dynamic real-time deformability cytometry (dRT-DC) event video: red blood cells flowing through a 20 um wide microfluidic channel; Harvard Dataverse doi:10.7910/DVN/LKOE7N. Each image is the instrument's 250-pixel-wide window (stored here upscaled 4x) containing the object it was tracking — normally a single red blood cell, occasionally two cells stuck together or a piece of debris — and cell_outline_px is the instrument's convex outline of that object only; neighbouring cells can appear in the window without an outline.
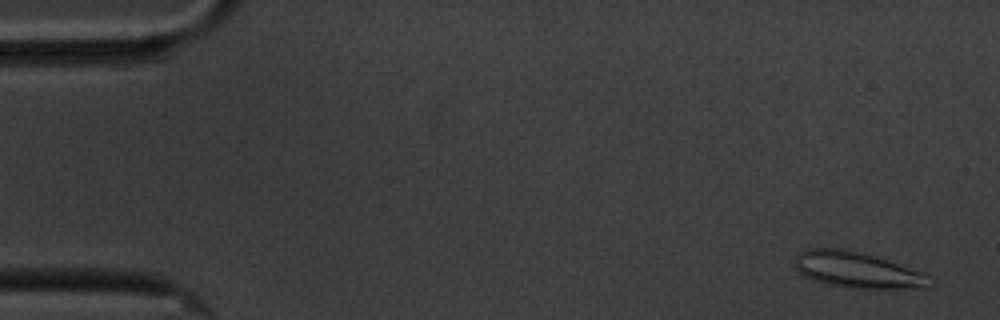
{"species": "common noctule bat (a hibernating species)", "species_latin": "Nyctalus noctula", "temperature_condition": "cold", "stored_images_in_passage": 6, "camera_frame_rate_fps": 3000, "um_per_image_px": 0.085, "animal": {"sex": "male", "body_mass_g": 20.1, "forearm_length_mm": 53.5}, "frame": {"image": 1, "passage_image": 1, "time_ms": 0.0, "image_size_px": [1000, 320], "cell_outline_px": [[936, 280], [924, 288], [844, 288], [812, 280], [804, 276], [796, 268], [796, 256], [804, 248], [844, 248], [864, 252], [924, 272]], "centroid_in_image_um": [72.9, 22.94], "position_along_channel_um": 12.1, "area_um2": 28.67}}
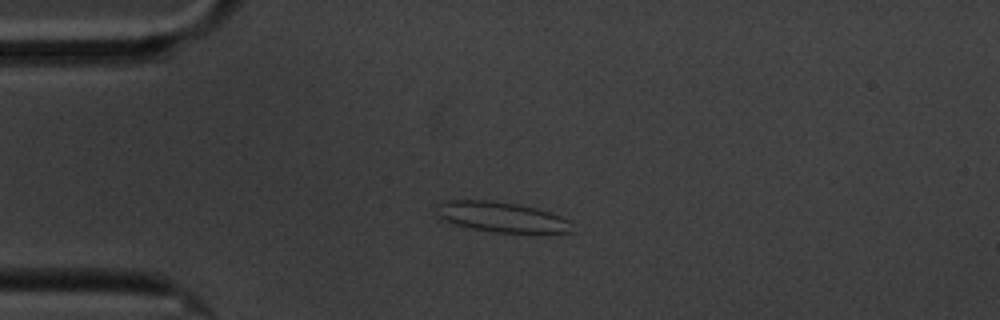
{"frame": {"image": 2, "passage_image": 4, "time_ms": 3.667, "image_size_px": [1000, 320], "cell_outline_px": [[572, 232], [536, 236], [496, 232], [472, 228], [452, 224], [444, 220], [440, 216], [436, 204], [444, 200], [488, 200], [520, 204], [536, 208], [560, 216], [568, 220]], "centroid_in_image_um": [42.7, 18.49], "position_along_channel_um": 42.3, "area_um2": 24.57}}
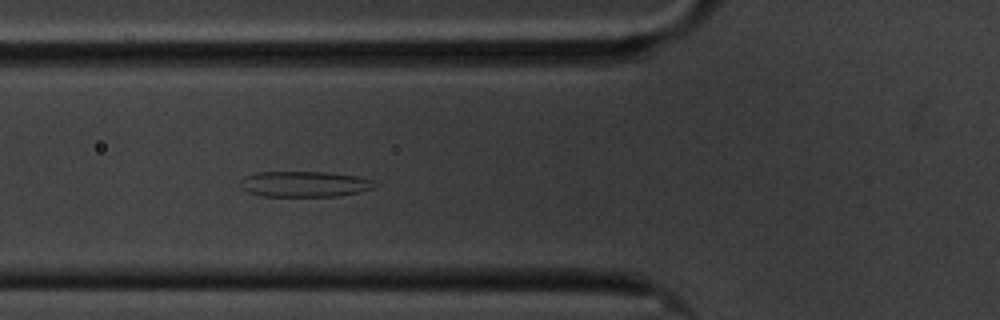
{"frame": {"image": 3, "passage_image": 6, "time_ms": 6.0, "image_size_px": [1000, 320], "cell_outline_px": [[380, 184], [372, 188], [356, 192], [336, 196], [264, 196], [248, 192], [240, 184], [240, 180], [244, 176], [256, 172], [328, 172], [356, 176], [372, 180]], "centroid_in_image_um": [25.87, 15.63], "position_along_channel_um": 99.9, "area_um2": 20.0}}